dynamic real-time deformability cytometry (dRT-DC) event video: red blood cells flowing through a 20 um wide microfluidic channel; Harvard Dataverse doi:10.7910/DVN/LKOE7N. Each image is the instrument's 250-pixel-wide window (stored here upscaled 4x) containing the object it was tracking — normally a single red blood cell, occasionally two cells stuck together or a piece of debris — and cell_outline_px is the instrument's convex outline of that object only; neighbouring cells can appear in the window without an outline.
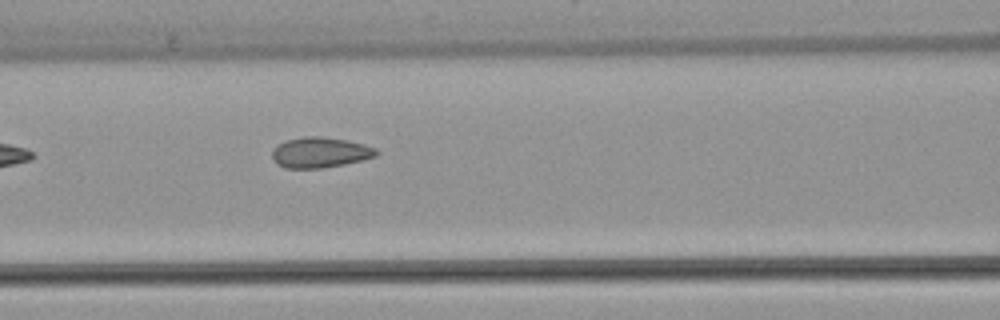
{"species": "common noctule bat (a hibernating species)", "species_latin": "Nyctalus noctula", "temperature_condition": "warm", "stored_images_in_passage": 5, "camera_frame_rate_fps": 3000, "um_per_image_px": 0.085, "animal": {"sex": "female", "body_mass_g": 22.7, "forearm_length_mm": 54.2}, "frame": {"image": 1, "passage_image": 5, "time_ms": 5.667, "image_size_px": [1000, 320], "cell_outline_px": [[380, 152], [376, 156], [344, 164], [320, 168], [284, 168], [276, 164], [272, 160], [272, 152], [280, 144], [288, 140], [304, 136], [320, 136], [348, 140], [364, 144], [376, 148]], "centroid_in_image_um": [27.22, 12.96], "position_along_channel_um": 139.4, "area_um2": 18.44}}